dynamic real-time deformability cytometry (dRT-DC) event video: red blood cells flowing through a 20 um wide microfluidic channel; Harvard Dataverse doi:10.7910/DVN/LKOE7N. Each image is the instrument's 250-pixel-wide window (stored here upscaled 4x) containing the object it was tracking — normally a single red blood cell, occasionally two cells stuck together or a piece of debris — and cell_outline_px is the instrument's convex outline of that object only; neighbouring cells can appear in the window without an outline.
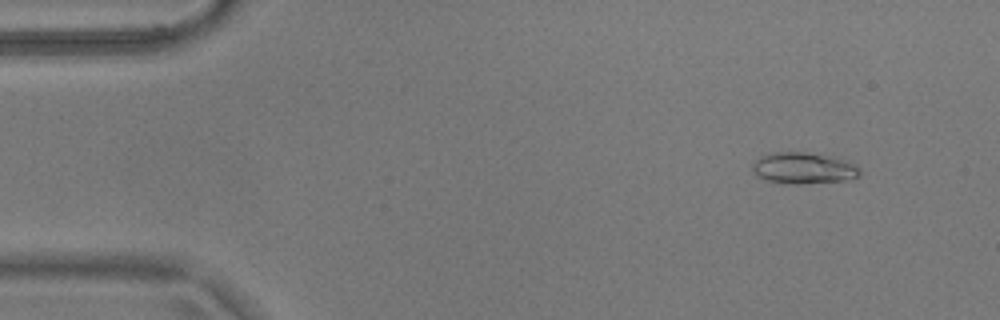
{"species": "common noctule bat (a hibernating species)", "species_latin": "Nyctalus noctula", "temperature_condition": "warm", "stored_images_in_passage": 53, "camera_frame_rate_fps": 3000, "um_per_image_px": 0.085, "animal": {"sex": "male", "body_mass_g": 17.9}, "frame": {"image": 1, "passage_image": 4, "time_ms": 1.0, "image_size_px": [1000, 320], "cell_outline_px": [[860, 176], [844, 180], [792, 184], [780, 184], [764, 180], [752, 172], [752, 164], [760, 156], [768, 152], [808, 152], [844, 160], [856, 164], [860, 168]], "centroid_in_image_um": [68.23, 14.29], "position_along_channel_um": 16.8, "area_um2": 19.71}}
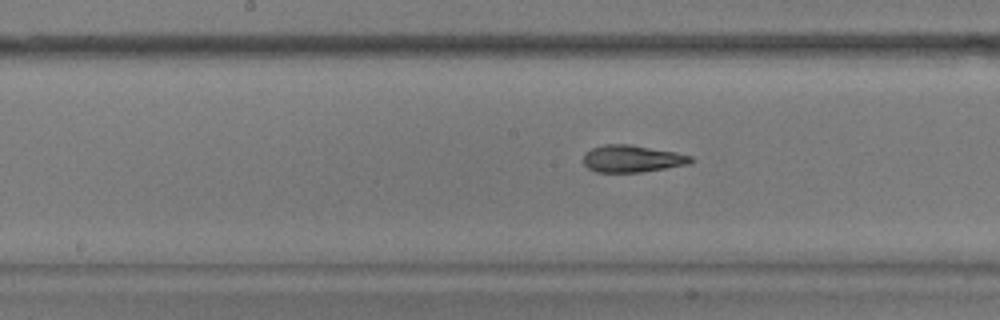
{"frame": {"image": 2, "passage_image": 26, "time_ms": 8.333, "image_size_px": [1000, 320], "cell_outline_px": [[692, 160], [688, 164], [640, 172], [596, 172], [588, 168], [584, 164], [584, 152], [592, 148], [604, 144], [628, 144], [676, 152], [692, 156]], "centroid_in_image_um": [53.69, 13.48], "position_along_channel_um": 194.5, "area_um2": 16.82}}
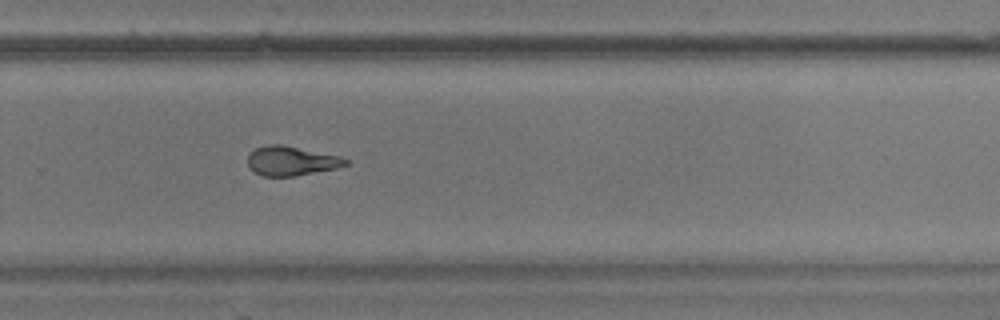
{"frame": {"image": 3, "passage_image": 35, "time_ms": 11.333, "image_size_px": [1000, 320], "cell_outline_px": [[348, 164], [336, 168], [292, 176], [260, 176], [252, 172], [248, 164], [248, 156], [256, 148], [268, 144], [280, 144], [340, 156], [348, 160]], "centroid_in_image_um": [24.72, 13.68], "position_along_channel_um": 305.1, "area_um2": 16.59}, "authors_computed_cell_mechanics": {"area_um2": 17.8024, "velocity_mm_per_s": 3.701, "shape_relaxation_time_tau1_ms": 4.2886, "shape_relaxation_time_tau2_ms": 2.0805, "deformation_change_tau1": 0.1505, "deformation_change_tau2": 0.0903}}